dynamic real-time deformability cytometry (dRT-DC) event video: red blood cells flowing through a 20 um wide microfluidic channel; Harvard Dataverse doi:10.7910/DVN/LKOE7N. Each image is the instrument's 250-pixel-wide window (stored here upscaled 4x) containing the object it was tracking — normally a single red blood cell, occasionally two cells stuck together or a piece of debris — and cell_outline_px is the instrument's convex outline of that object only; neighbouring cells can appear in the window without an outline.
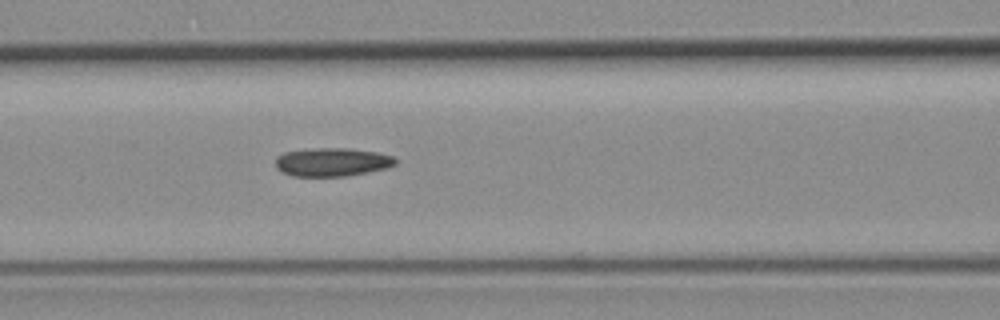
{"species": "common noctule bat (a hibernating species)", "species_latin": "Nyctalus noctula", "temperature_condition": "room temperature", "stored_images_in_passage": 5, "camera_frame_rate_fps": 3000, "um_per_image_px": 0.085, "animal": {"sex": "female", "body_mass_g": 19.3, "forearm_length_mm": 54.1}, "frame": {"image": 1, "passage_image": 5, "time_ms": 1.333, "image_size_px": [1000, 320], "cell_outline_px": [[396, 164], [388, 168], [368, 172], [344, 176], [292, 176], [280, 172], [276, 168], [276, 156], [284, 152], [316, 148], [348, 148], [376, 152], [392, 156], [396, 160]], "centroid_in_image_um": [28.2, 13.78], "position_along_channel_um": 138.4, "area_um2": 19.94}}